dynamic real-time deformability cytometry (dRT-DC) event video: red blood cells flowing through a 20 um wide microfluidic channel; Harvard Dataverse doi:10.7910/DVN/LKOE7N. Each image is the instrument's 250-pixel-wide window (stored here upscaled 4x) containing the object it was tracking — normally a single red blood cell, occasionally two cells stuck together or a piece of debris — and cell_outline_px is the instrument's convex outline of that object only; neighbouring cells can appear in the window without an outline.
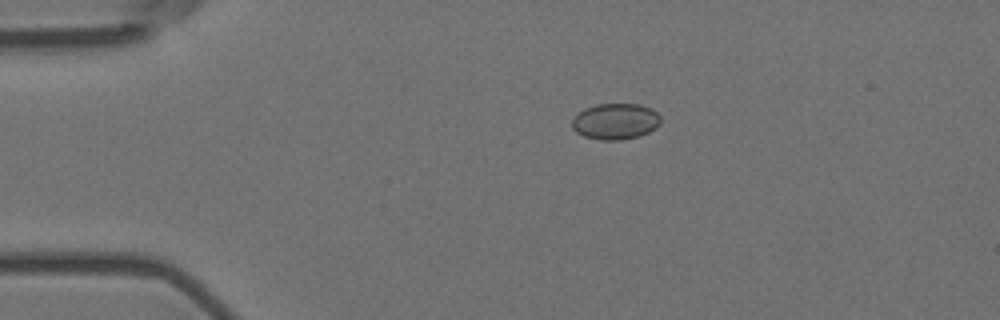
{"species": "Egyptian fruit bat (a non-hibernating species)", "species_latin": "Rousettus aegyptiacus", "temperature_condition": "room temperature", "stored_images_in_passage": 7, "camera_frame_rate_fps": 3000, "um_per_image_px": 0.085, "animal": {"sex": "female"}, "frame": {"image": 1, "passage_image": 3, "time_ms": 0.667, "image_size_px": [1000, 320], "cell_outline_px": [[660, 124], [656, 128], [648, 132], [636, 136], [620, 140], [600, 140], [584, 136], [576, 132], [572, 128], [572, 120], [584, 108], [596, 104], [640, 104], [652, 108], [660, 116]], "centroid_in_image_um": [52.32, 10.31], "position_along_channel_um": 32.7, "area_um2": 18.61}}
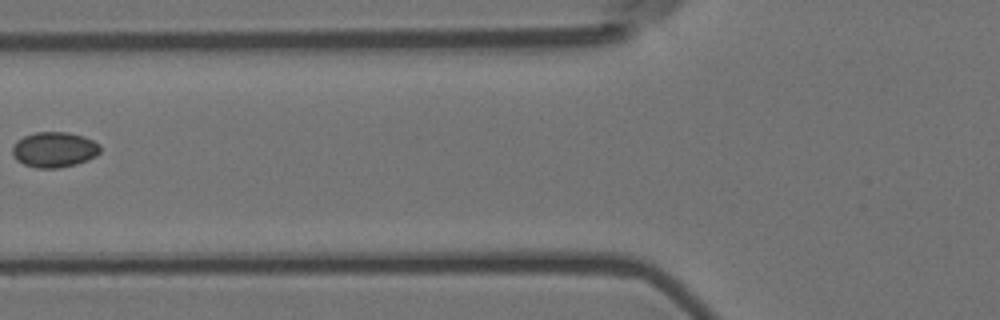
{"frame": {"image": 2, "passage_image": 6, "time_ms": 1.667, "image_size_px": [1000, 320], "cell_outline_px": [[100, 152], [96, 156], [88, 160], [76, 164], [60, 168], [36, 168], [24, 164], [16, 160], [12, 152], [12, 148], [16, 140], [24, 136], [36, 132], [68, 132], [84, 136], [100, 144]], "centroid_in_image_um": [4.62, 12.72], "position_along_channel_um": 121.2, "area_um2": 18.26}}
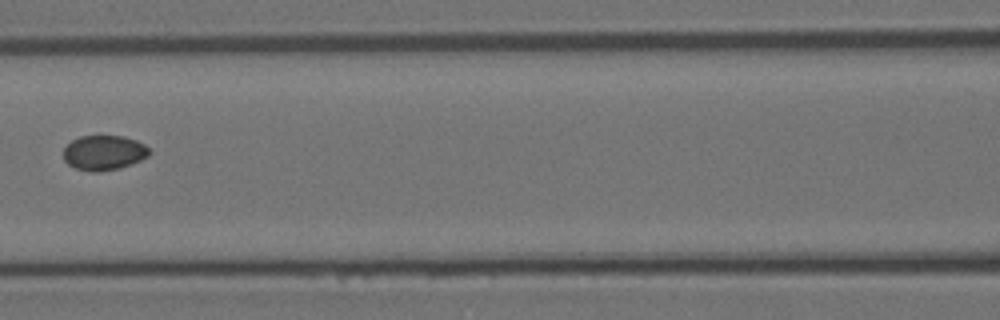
{"frame": {"image": 3, "passage_image": 7, "time_ms": 2.0, "image_size_px": [1000, 320], "cell_outline_px": [[152, 152], [148, 156], [140, 160], [120, 168], [96, 172], [92, 172], [76, 168], [68, 164], [64, 160], [64, 148], [72, 140], [80, 136], [124, 136], [136, 140], [144, 144]], "centroid_in_image_um": [8.84, 12.98], "position_along_channel_um": 157.8, "area_um2": 17.4}}